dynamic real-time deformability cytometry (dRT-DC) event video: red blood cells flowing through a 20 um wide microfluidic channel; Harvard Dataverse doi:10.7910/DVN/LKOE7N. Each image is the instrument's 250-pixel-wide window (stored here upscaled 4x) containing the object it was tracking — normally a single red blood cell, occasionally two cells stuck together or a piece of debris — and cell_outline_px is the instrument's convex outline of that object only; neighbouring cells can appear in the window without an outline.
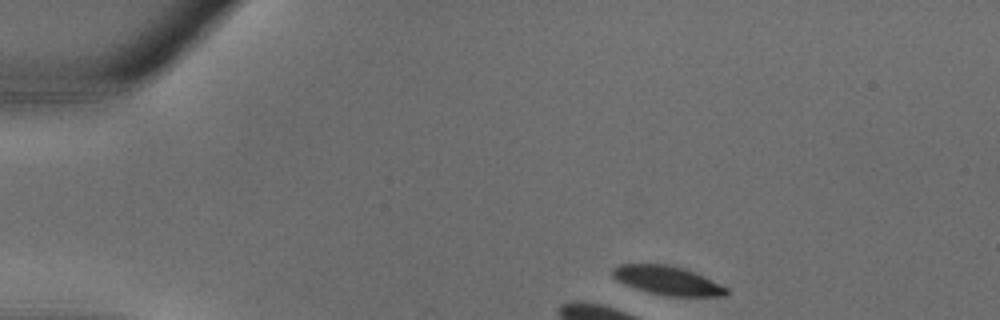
{"species": "common noctule bat (a hibernating species)", "species_latin": "Nyctalus noctula", "temperature_condition": "warm", "stored_images_in_passage": 5, "camera_frame_rate_fps": 3000, "um_per_image_px": 0.085, "animal": {"sex": "male", "body_mass_g": 18.8}, "frame": {"image": 1, "passage_image": 1, "time_ms": 0.0, "image_size_px": [1000, 320], "cell_outline_px": [[728, 292], [724, 296], [668, 296], [648, 292], [624, 284], [616, 280], [612, 276], [612, 268], [620, 264], [668, 264], [684, 268], [696, 272], [728, 288]], "centroid_in_image_um": [56.73, 23.83], "position_along_channel_um": 28.3, "area_um2": 19.19}}